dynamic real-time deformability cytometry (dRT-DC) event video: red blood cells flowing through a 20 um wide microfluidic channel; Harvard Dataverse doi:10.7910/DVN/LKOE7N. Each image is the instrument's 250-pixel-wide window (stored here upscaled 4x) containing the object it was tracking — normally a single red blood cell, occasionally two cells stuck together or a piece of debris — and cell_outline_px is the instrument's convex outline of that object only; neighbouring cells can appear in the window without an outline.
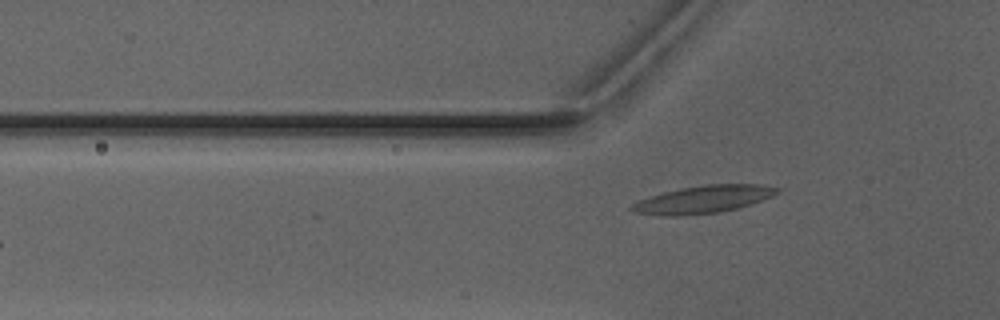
{"species": "Egyptian fruit bat (a non-hibernating species)", "species_latin": "Rousettus aegyptiacus", "temperature_condition": "warm", "stored_images_in_passage": 5, "camera_frame_rate_fps": 3000, "um_per_image_px": 0.085, "animal": {"sex": "male"}, "frame": {"image": 1, "passage_image": 5, "time_ms": 5.0, "image_size_px": [1000, 320], "cell_outline_px": [[784, 188], [780, 192], [772, 196], [752, 204], [720, 212], [680, 216], [664, 216], [636, 212], [628, 208], [632, 204], [640, 200], [664, 192], [680, 188], [708, 184], [764, 184]], "centroid_in_image_um": [59.86, 16.94], "position_along_channel_um": 65.9, "area_um2": 23.41}}